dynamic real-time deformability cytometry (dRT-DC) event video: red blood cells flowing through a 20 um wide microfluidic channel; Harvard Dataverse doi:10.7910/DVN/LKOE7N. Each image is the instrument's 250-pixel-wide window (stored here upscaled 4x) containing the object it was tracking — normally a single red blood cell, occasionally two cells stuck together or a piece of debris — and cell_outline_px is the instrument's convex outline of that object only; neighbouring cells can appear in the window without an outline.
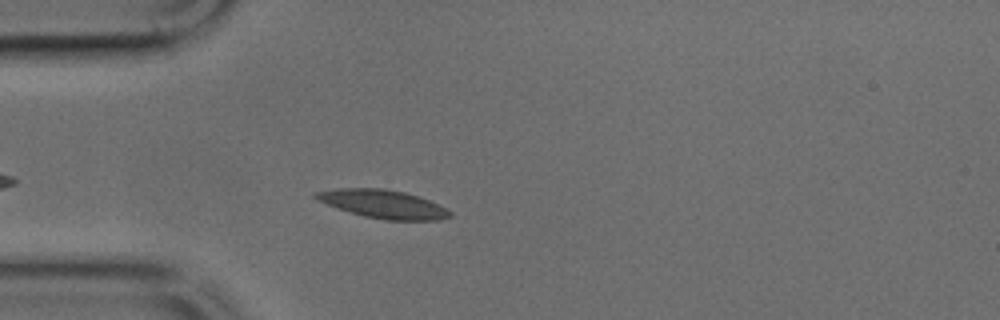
{"species": "common noctule bat (a hibernating species)", "species_latin": "Nyctalus noctula", "temperature_condition": "cold", "stored_images_in_passage": 34, "camera_frame_rate_fps": 3000, "um_per_image_px": 0.085, "animal": {"sex": "male", "body_mass_g": 17.9, "forearm_length_mm": 54.2}, "frame": {"image": 1, "passage_image": 5, "time_ms": 1.333, "image_size_px": [1000, 320], "cell_outline_px": [[452, 216], [440, 220], [384, 220], [364, 216], [328, 204], [312, 196], [312, 192], [340, 188], [384, 188], [404, 192], [428, 200], [452, 212]], "centroid_in_image_um": [32.57, 17.34], "position_along_channel_um": 52.4, "area_um2": 21.79}}
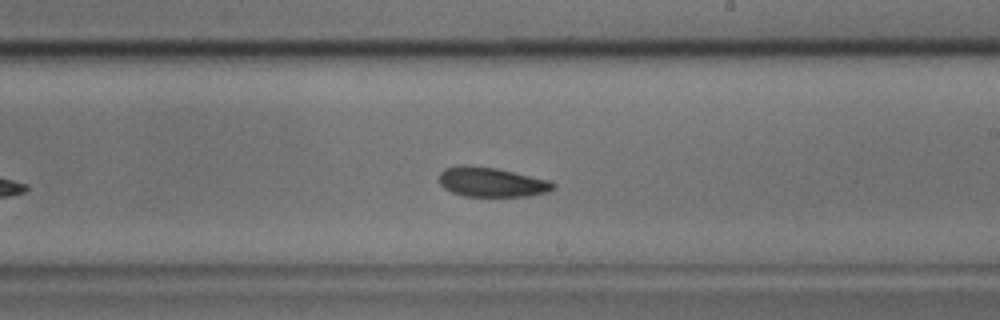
{"frame": {"image": 2, "passage_image": 20, "time_ms": 6.333, "image_size_px": [1000, 320], "cell_outline_px": [[556, 188], [548, 192], [528, 196], [464, 196], [452, 192], [444, 188], [440, 184], [440, 172], [444, 168], [460, 164], [468, 164], [496, 168], [552, 180], [556, 184]], "centroid_in_image_um": [41.81, 15.46], "position_along_channel_um": 247.2, "area_um2": 20.0}}
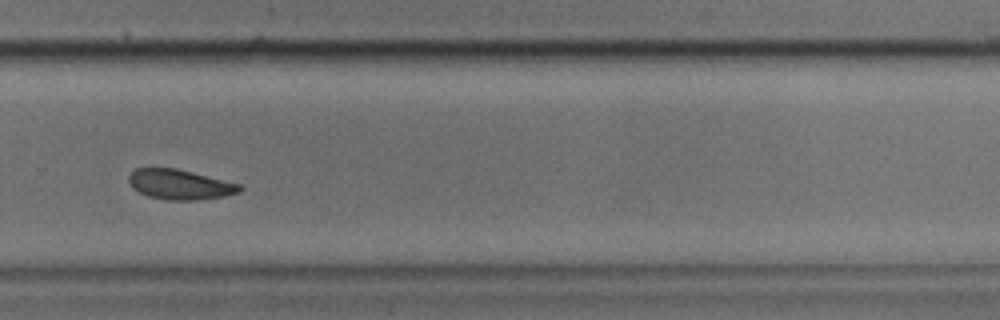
{"frame": {"image": 3, "passage_image": 25, "time_ms": 8.0, "image_size_px": [1000, 320], "cell_outline_px": [[244, 188], [240, 192], [224, 196], [196, 200], [168, 200], [148, 196], [132, 188], [128, 180], [128, 176], [136, 168], [176, 168], [240, 184]], "centroid_in_image_um": [15.29, 15.68], "position_along_channel_um": 314.5, "area_um2": 19.31}}